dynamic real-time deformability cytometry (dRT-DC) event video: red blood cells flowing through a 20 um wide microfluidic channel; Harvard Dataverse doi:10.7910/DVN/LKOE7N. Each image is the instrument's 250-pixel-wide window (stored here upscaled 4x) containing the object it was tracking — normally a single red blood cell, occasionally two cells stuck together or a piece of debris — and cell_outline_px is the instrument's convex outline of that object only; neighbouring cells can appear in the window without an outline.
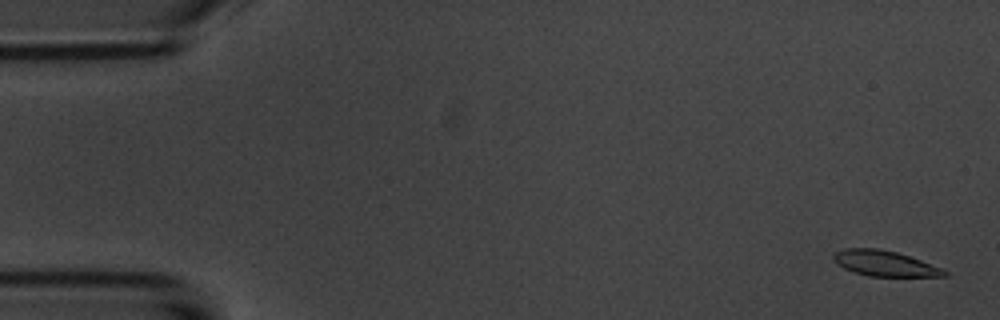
{"species": "common noctule bat (a hibernating species)", "species_latin": "Nyctalus noctula", "temperature_condition": "room temperature", "stored_images_in_passage": 4, "camera_frame_rate_fps": 3000, "um_per_image_px": 0.085, "animal": {"sex": "male", "body_mass_g": 20.1, "forearm_length_mm": 53.5}, "frame": {"image": 1, "passage_image": 1, "time_ms": 0.0, "image_size_px": [1000, 320], "cell_outline_px": [[948, 276], [868, 276], [852, 272], [836, 264], [832, 260], [832, 256], [836, 252], [844, 248], [880, 248], [896, 252], [944, 268], [948, 272]], "centroid_in_image_um": [75.17, 22.39], "position_along_channel_um": 9.8, "area_um2": 16.59}}
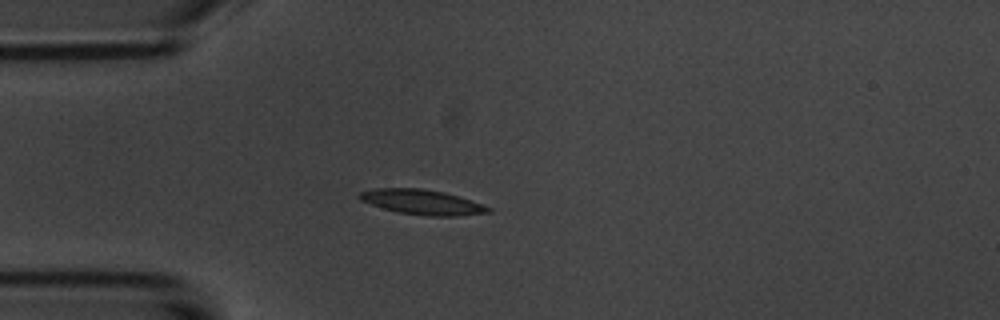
{"frame": {"image": 2, "passage_image": 4, "time_ms": 4.333, "image_size_px": [1000, 320], "cell_outline_px": [[492, 212], [456, 216], [428, 216], [400, 212], [384, 208], [360, 200], [356, 196], [360, 192], [372, 188], [420, 188], [444, 192], [460, 196], [492, 208]], "centroid_in_image_um": [35.89, 17.17], "position_along_channel_um": 49.1, "area_um2": 18.67}}